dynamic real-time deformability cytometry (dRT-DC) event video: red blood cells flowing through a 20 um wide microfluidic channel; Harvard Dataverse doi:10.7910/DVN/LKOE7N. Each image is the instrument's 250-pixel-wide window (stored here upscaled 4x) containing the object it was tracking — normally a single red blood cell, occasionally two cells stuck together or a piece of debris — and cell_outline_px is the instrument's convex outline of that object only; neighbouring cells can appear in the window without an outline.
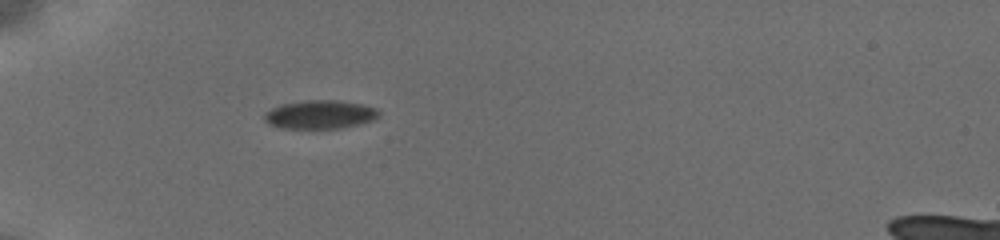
{"species": "common noctule bat (a hibernating species)", "species_latin": "Nyctalus noctula", "temperature_condition": "cold", "stored_images_in_passage": 2, "camera_frame_rate_fps": 3000, "um_per_image_px": 0.085, "animal": {"sex": "female", "body_mass_g": 19.5, "forearm_length_mm": 54.1}, "frame": {"image": 1, "passage_image": 1, "time_ms": 0.0, "image_size_px": [1000, 240], "cell_outline_px": [[376, 116], [368, 120], [356, 124], [336, 128], [284, 128], [272, 124], [264, 120], [264, 112], [272, 108], [284, 104], [308, 100], [332, 100], [356, 104], [372, 108], [376, 112]], "centroid_in_image_um": [27.06, 9.73], "position_along_channel_um": 57.9, "area_um2": 17.98}}